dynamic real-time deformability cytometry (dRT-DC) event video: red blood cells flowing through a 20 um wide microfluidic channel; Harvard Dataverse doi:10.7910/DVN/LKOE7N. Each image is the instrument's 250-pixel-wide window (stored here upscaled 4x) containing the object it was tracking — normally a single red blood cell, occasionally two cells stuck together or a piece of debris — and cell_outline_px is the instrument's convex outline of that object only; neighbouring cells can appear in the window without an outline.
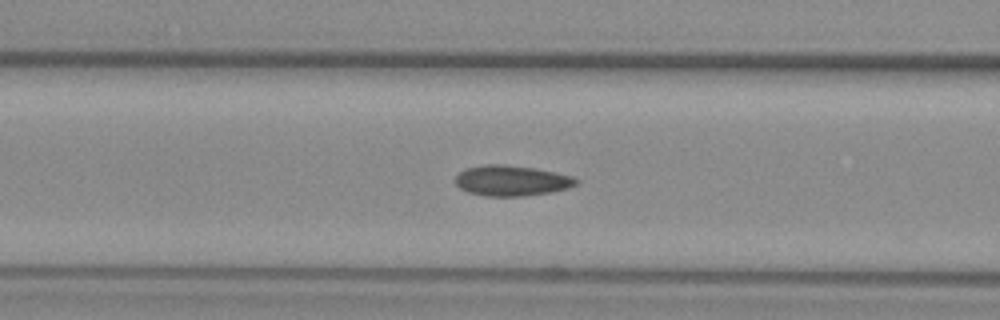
{"species": "common noctule bat (a hibernating species)", "species_latin": "Nyctalus noctula", "temperature_condition": "warm", "stored_images_in_passage": 34, "camera_frame_rate_fps": 3000, "um_per_image_px": 0.085, "animal": {"sex": "female", "body_mass_g": 29.2, "forearm_length_mm": 56.3}, "frame": {"image": 1, "passage_image": 5, "time_ms": 1.333, "image_size_px": [1000, 320], "cell_outline_px": [[580, 180], [576, 184], [568, 188], [552, 192], [524, 196], [484, 196], [468, 192], [460, 188], [456, 184], [456, 176], [464, 168], [484, 164], [504, 164], [536, 168], [572, 176]], "centroid_in_image_um": [43.48, 15.35], "position_along_channel_um": 123.1, "area_um2": 21.62}}
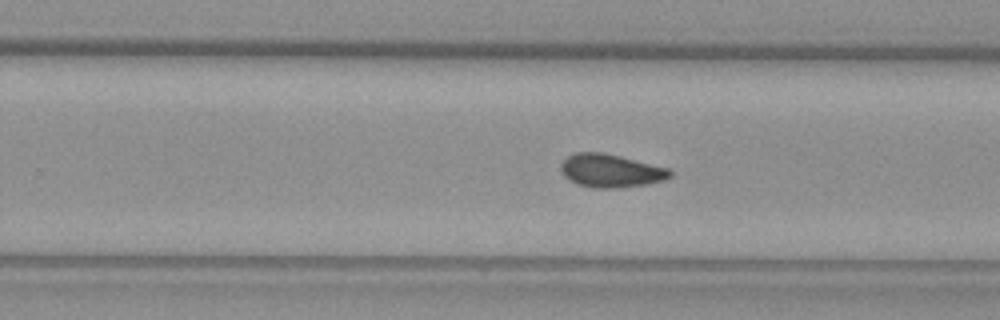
{"frame": {"image": 2, "passage_image": 17, "time_ms": 5.333, "image_size_px": [1000, 320], "cell_outline_px": [[672, 176], [664, 180], [648, 184], [616, 188], [592, 188], [576, 184], [568, 180], [560, 172], [560, 164], [568, 156], [576, 152], [604, 152], [668, 168], [672, 172]], "centroid_in_image_um": [51.88, 14.52], "position_along_channel_um": 277.9, "area_um2": 21.33}}
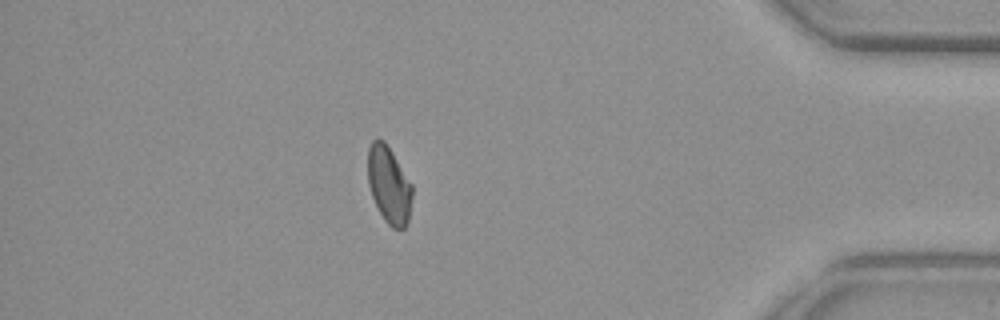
{"frame": {"image": 3, "passage_image": 30, "time_ms": 9.667, "image_size_px": [1000, 320], "cell_outline_px": [[412, 196], [408, 220], [404, 228], [392, 228], [384, 220], [372, 196], [368, 184], [368, 148], [372, 140], [376, 136], [384, 140], [392, 152], [412, 184]], "centroid_in_image_um": [33.05, 15.68], "position_along_channel_um": 402.2, "area_um2": 19.88}, "authors_computed_cell_mechanics": {"area_um2": 20.519, "velocity_mm_per_s": 3.8756, "shape_relaxation_time_tau1_ms": null, "shape_relaxation_time_tau2_ms": 3.4897, "deformation_change_tau1": null, "deformation_change_tau2": 0.0674}}